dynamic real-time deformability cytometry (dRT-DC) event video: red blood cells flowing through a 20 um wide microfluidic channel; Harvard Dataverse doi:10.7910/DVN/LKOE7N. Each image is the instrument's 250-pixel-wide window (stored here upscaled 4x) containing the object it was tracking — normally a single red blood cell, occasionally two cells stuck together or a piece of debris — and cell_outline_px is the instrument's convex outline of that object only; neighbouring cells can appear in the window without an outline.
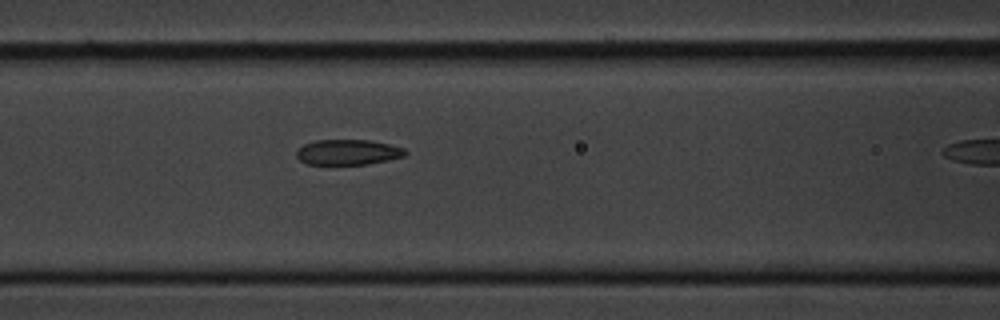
{"species": "common noctule bat (a hibernating species)", "species_latin": "Nyctalus noctula", "temperature_condition": "cold", "stored_images_in_passage": 7, "segment_of_instrument_passage": [1, 2], "camera_frame_rate_fps": 3000, "um_per_image_px": 0.085, "animal": {"sex": "male", "body_mass_g": 20.1, "forearm_length_mm": 53.5}, "frame": {"image": 1, "passage_image": 6, "time_ms": 7.0, "image_size_px": [1000, 320], "cell_outline_px": [[408, 152], [404, 156], [388, 160], [368, 164], [308, 164], [300, 160], [296, 156], [296, 152], [304, 144], [316, 140], [368, 140], [388, 144], [404, 148]], "centroid_in_image_um": [29.58, 12.93], "position_along_channel_um": 137.0, "area_um2": 15.95}}